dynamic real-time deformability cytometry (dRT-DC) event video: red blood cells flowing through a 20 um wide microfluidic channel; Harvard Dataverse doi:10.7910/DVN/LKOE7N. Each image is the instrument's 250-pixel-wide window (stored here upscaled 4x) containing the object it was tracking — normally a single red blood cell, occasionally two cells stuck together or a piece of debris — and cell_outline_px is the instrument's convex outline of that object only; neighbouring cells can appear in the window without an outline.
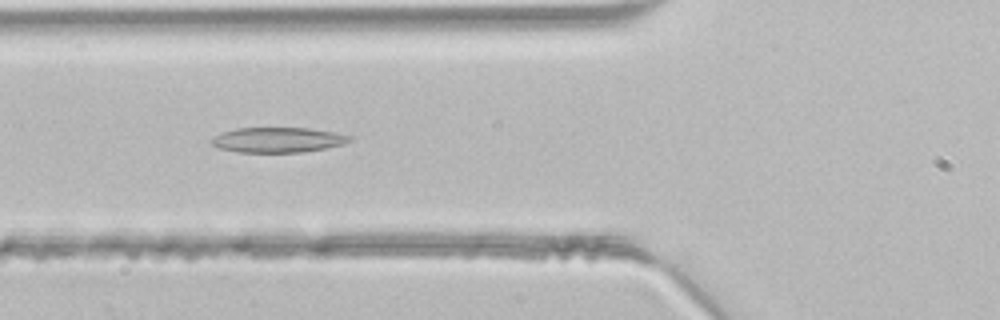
{"species": "common noctule bat (a hibernating species)", "species_latin": "Nyctalus noctula", "temperature_condition": "room temperature", "stored_images_in_passage": 39, "camera_frame_rate_fps": 3000, "um_per_image_px": 0.085, "animal": {"sex": "male", "body_mass_g": 21.5, "forearm_length_mm": 52.0}, "frame": {"image": 1, "passage_image": 10, "time_ms": 3.0, "image_size_px": [1000, 320], "cell_outline_px": [[352, 140], [344, 144], [304, 152], [236, 152], [220, 148], [212, 144], [208, 140], [224, 132], [236, 128], [308, 128], [332, 132], [352, 136]], "centroid_in_image_um": [23.62, 11.89], "position_along_channel_um": 102.2, "area_um2": 20.06}}
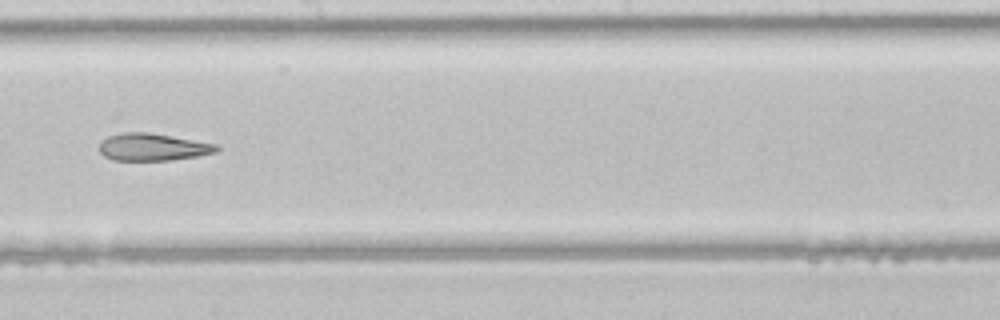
{"frame": {"image": 2, "passage_image": 19, "time_ms": 6.0, "image_size_px": [1000, 320], "cell_outline_px": [[220, 148], [216, 152], [196, 156], [172, 160], [112, 160], [104, 156], [100, 152], [100, 144], [108, 136], [124, 132], [148, 132], [220, 144]], "centroid_in_image_um": [13.02, 12.5], "position_along_channel_um": 235.2, "area_um2": 18.67}}
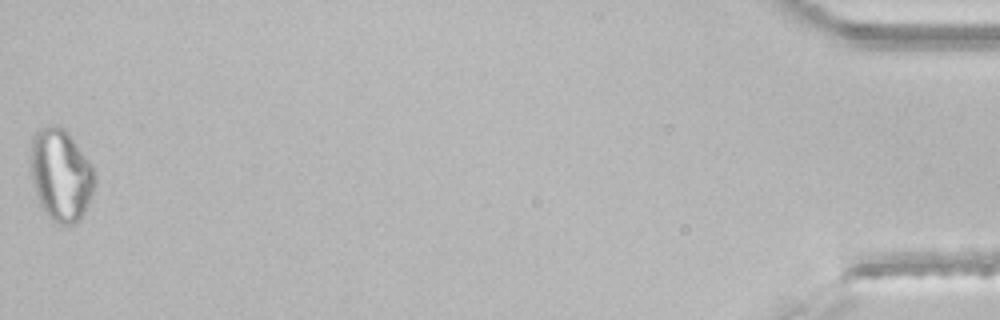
{"frame": {"image": 3, "passage_image": 39, "time_ms": 12.667, "image_size_px": [1000, 320], "cell_outline_px": [[96, 184], [92, 196], [84, 212], [72, 224], [60, 224], [52, 220], [44, 212], [40, 204], [32, 180], [32, 140], [36, 132], [40, 128], [64, 128], [68, 132], [88, 160], [96, 176]], "centroid_in_image_um": [5.2, 14.9], "position_along_channel_um": 430.0, "area_um2": 33.58}}